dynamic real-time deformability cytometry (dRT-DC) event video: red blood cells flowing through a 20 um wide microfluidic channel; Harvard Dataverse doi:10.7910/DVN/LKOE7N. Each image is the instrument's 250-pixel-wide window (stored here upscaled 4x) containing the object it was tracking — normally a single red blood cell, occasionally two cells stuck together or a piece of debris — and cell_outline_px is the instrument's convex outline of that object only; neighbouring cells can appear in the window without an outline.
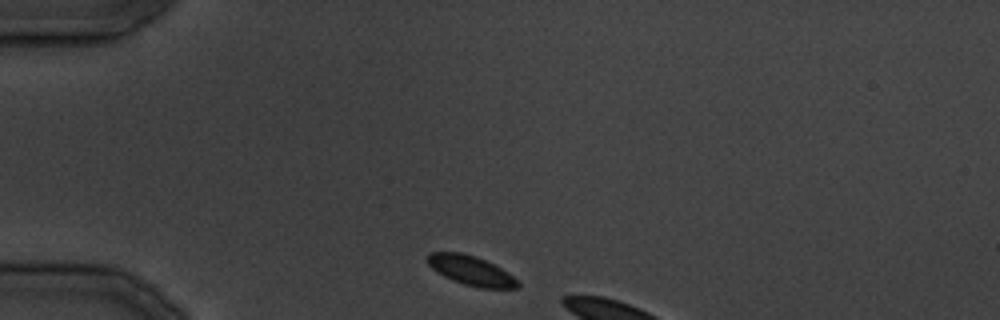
{"species": "common noctule bat (a hibernating species)", "species_latin": "Nyctalus noctula", "temperature_condition": "cold", "stored_images_in_passage": 6, "camera_frame_rate_fps": 3000, "um_per_image_px": 0.085, "animal": {"sex": "male", "body_mass_g": 19.5, "forearm_length_mm": 54.6}, "frame": {"image": 1, "passage_image": 1, "time_ms": 0.0, "image_size_px": [1000, 320], "cell_outline_px": [[520, 284], [516, 288], [480, 288], [464, 284], [452, 280], [444, 276], [432, 268], [428, 264], [428, 252], [460, 252], [476, 256], [508, 272]], "centroid_in_image_um": [40.02, 22.99], "position_along_channel_um": 45.0, "area_um2": 15.26}}